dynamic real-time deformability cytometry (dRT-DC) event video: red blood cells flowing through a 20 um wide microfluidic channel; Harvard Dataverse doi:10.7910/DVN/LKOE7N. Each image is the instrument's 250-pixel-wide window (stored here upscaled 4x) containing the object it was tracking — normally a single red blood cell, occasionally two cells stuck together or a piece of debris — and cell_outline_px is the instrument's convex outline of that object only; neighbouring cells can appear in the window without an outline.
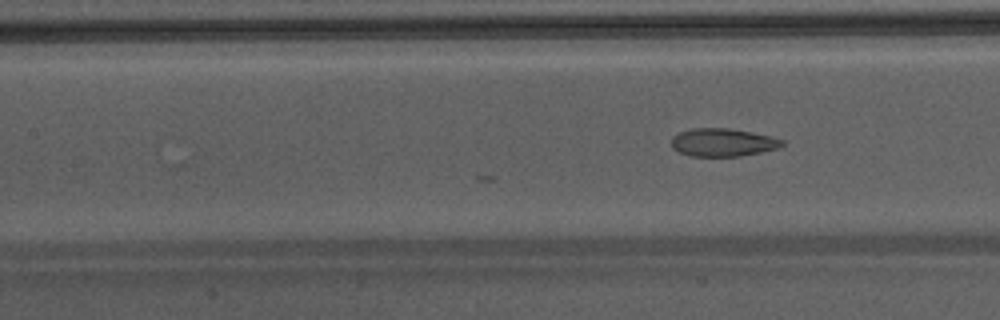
{"species": "Egyptian fruit bat (a non-hibernating species)", "species_latin": "Rousettus aegyptiacus", "temperature_condition": "warm", "stored_images_in_passage": 6, "camera_frame_rate_fps": 3000, "um_per_image_px": 0.085, "animal": {"sex": "male"}, "frame": {"image": 1, "passage_image": 6, "time_ms": 1.667, "image_size_px": [1000, 320], "cell_outline_px": [[784, 144], [780, 148], [740, 156], [688, 156], [672, 148], [672, 136], [680, 132], [692, 128], [728, 128], [752, 132], [772, 136], [784, 140]], "centroid_in_image_um": [61.45, 12.1], "position_along_channel_um": 145.9, "area_um2": 18.15}}